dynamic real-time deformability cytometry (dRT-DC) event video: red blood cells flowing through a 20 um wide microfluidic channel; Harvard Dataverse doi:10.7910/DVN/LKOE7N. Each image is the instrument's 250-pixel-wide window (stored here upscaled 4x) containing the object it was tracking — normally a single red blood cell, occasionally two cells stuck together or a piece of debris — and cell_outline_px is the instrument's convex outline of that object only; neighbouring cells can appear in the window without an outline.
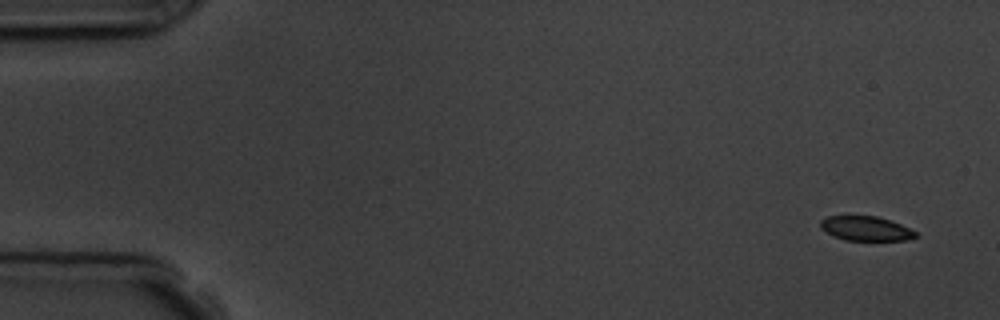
{"species": "common noctule bat (a hibernating species)", "species_latin": "Nyctalus noctula", "temperature_condition": "room temperature", "stored_images_in_passage": 4, "camera_frame_rate_fps": 3000, "um_per_image_px": 0.085, "animal": {"sex": "male", "body_mass_g": 19.5, "forearm_length_mm": 54.6}, "frame": {"image": 1, "passage_image": 1, "time_ms": 0.0, "image_size_px": [1000, 320], "cell_outline_px": [[920, 236], [904, 240], [844, 240], [832, 236], [820, 228], [820, 220], [828, 216], [876, 216], [900, 224], [916, 232]], "centroid_in_image_um": [73.56, 19.43], "position_along_channel_um": 11.4, "area_um2": 13.53}}
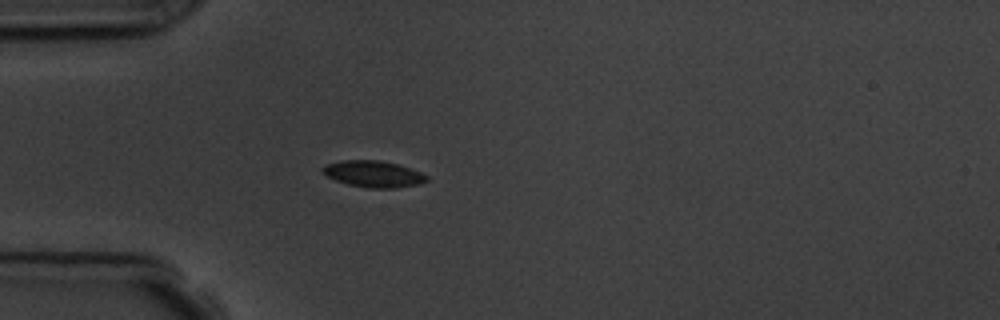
{"frame": {"image": 2, "passage_image": 4, "time_ms": 4.333, "image_size_px": [1000, 320], "cell_outline_px": [[428, 180], [420, 184], [396, 188], [368, 188], [348, 184], [336, 180], [328, 176], [320, 168], [324, 164], [340, 160], [380, 160], [396, 164], [420, 172], [428, 176]], "centroid_in_image_um": [31.73, 14.78], "position_along_channel_um": 53.3, "area_um2": 16.01}}